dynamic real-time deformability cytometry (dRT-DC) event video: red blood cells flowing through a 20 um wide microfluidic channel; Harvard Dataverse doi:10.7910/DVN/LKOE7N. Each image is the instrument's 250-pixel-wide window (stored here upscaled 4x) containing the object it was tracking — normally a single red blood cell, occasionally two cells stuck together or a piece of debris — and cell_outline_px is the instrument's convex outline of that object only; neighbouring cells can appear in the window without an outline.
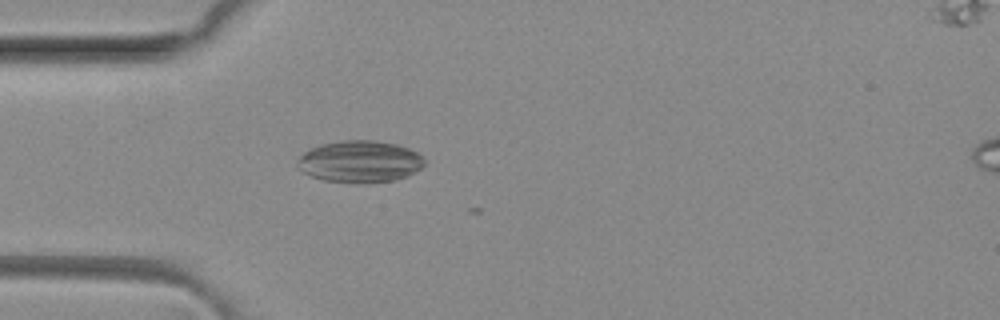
{"species": "common noctule bat (a hibernating species)", "species_latin": "Nyctalus noctula", "temperature_condition": "room temperature", "stored_images_in_passage": 5, "camera_frame_rate_fps": 3000, "um_per_image_px": 0.085, "animal": {"sex": "female", "body_mass_g": 29.2, "forearm_length_mm": 56.3}, "frame": {"image": 1, "passage_image": 4, "time_ms": 1.0, "image_size_px": [1000, 320], "cell_outline_px": [[428, 160], [420, 168], [408, 176], [396, 180], [364, 184], [356, 184], [324, 180], [312, 176], [304, 172], [296, 164], [300, 156], [304, 152], [320, 144], [344, 140], [372, 140], [396, 144], [408, 148], [424, 156]], "centroid_in_image_um": [30.63, 13.74], "position_along_channel_um": 54.4, "area_um2": 31.27}}